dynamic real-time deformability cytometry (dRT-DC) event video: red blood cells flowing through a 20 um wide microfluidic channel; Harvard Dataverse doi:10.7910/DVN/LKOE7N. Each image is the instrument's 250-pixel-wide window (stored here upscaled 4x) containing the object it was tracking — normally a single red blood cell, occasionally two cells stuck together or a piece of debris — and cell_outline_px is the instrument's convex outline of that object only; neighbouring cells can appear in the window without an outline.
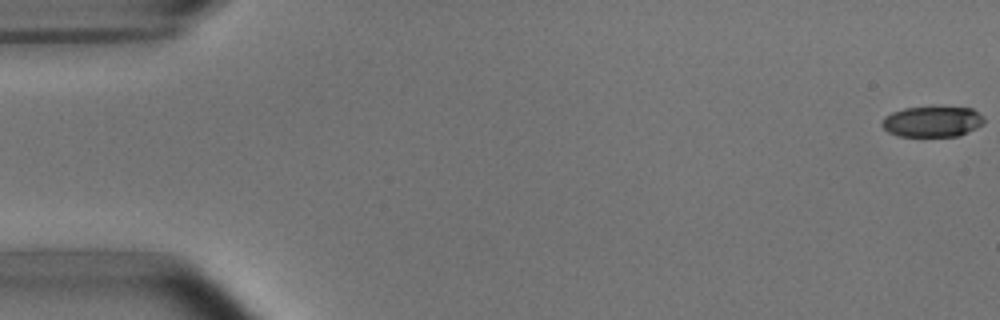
{"species": "common noctule bat (a hibernating species)", "species_latin": "Nyctalus noctula", "temperature_condition": "room temperature", "stored_images_in_passage": 53, "camera_frame_rate_fps": 3000, "um_per_image_px": 0.085, "animal": {"sex": "male", "body_mass_g": 15.6}, "frame": {"image": 1, "passage_image": 1, "time_ms": 0.0, "image_size_px": [1000, 320], "cell_outline_px": [[984, 124], [960, 136], [896, 136], [888, 132], [880, 124], [884, 116], [892, 112], [904, 108], [972, 108], [984, 116]], "centroid_in_image_um": [79.24, 10.35], "position_along_channel_um": 5.8, "area_um2": 18.21}}
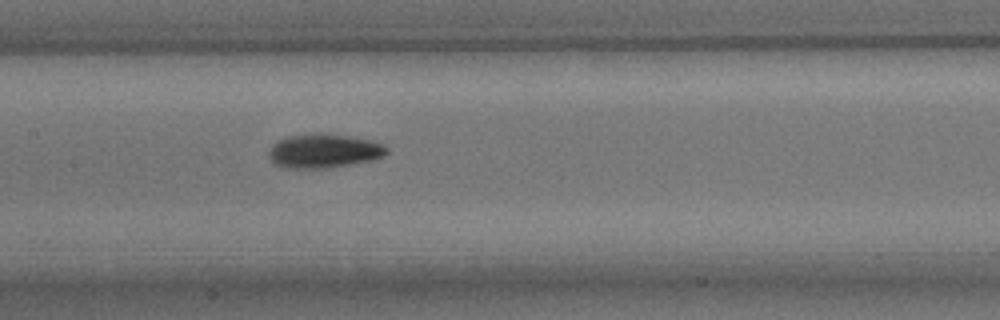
{"frame": {"image": 2, "passage_image": 26, "time_ms": 8.333, "image_size_px": [1000, 320], "cell_outline_px": [[388, 152], [384, 156], [372, 160], [352, 164], [328, 168], [280, 168], [268, 156], [268, 152], [272, 144], [288, 136], [312, 132], [324, 132], [372, 140], [384, 144], [388, 148]], "centroid_in_image_um": [27.54, 12.82], "position_along_channel_um": 179.9, "area_um2": 23.81}}
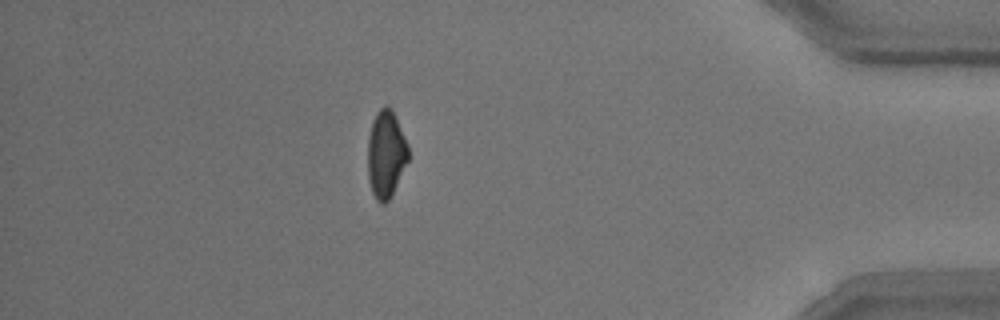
{"frame": {"image": 3, "passage_image": 47, "time_ms": 15.333, "image_size_px": [1000, 320], "cell_outline_px": [[408, 160], [388, 200], [384, 204], [380, 204], [376, 200], [372, 192], [368, 180], [368, 136], [372, 120], [376, 112], [384, 104], [388, 104], [392, 108], [408, 144]], "centroid_in_image_um": [32.79, 13.04], "position_along_channel_um": 402.4, "area_um2": 20.69}, "authors_computed_cell_mechanics": {"area_um2": 21.1548, "velocity_mm_per_s": 3.7992, "shape_relaxation_time_tau1_ms": 3.3381, "shape_relaxation_time_tau2_ms": 3.2682, "deformation_change_tau1": 0.1412, "deformation_change_tau2": 0.0921}}